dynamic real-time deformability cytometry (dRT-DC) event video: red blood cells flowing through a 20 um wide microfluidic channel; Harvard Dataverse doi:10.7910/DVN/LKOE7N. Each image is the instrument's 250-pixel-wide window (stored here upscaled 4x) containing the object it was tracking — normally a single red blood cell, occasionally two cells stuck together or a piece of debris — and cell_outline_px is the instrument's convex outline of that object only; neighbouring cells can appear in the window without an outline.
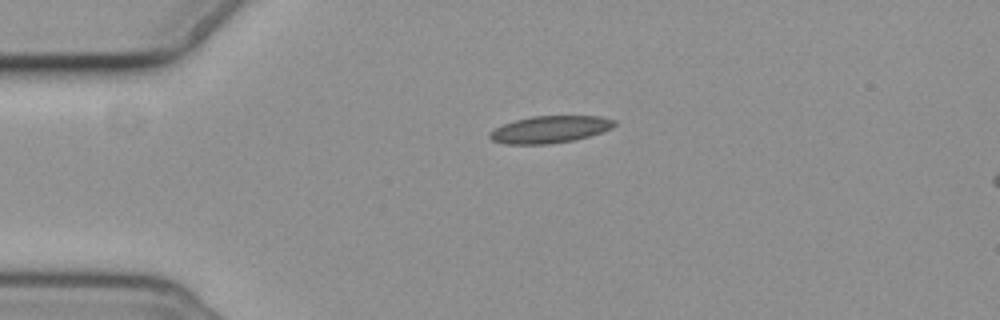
{"species": "common noctule bat (a hibernating species)", "species_latin": "Nyctalus noctula", "temperature_condition": "cold", "stored_images_in_passage": 3, "segment_of_instrument_passage": [1, 2], "camera_frame_rate_fps": 3000, "um_per_image_px": 0.085, "animal": {"sex": "female", "body_mass_g": 19.3, "forearm_length_mm": 54.1}, "frame": {"image": 1, "passage_image": 1, "time_ms": 0.0, "image_size_px": [1000, 320], "cell_outline_px": [[616, 124], [612, 128], [588, 136], [572, 140], [548, 144], [504, 144], [492, 140], [488, 136], [488, 132], [504, 124], [516, 120], [532, 116], [600, 116], [616, 120]], "centroid_in_image_um": [46.73, 11.0], "position_along_channel_um": 38.3, "area_um2": 19.54}}